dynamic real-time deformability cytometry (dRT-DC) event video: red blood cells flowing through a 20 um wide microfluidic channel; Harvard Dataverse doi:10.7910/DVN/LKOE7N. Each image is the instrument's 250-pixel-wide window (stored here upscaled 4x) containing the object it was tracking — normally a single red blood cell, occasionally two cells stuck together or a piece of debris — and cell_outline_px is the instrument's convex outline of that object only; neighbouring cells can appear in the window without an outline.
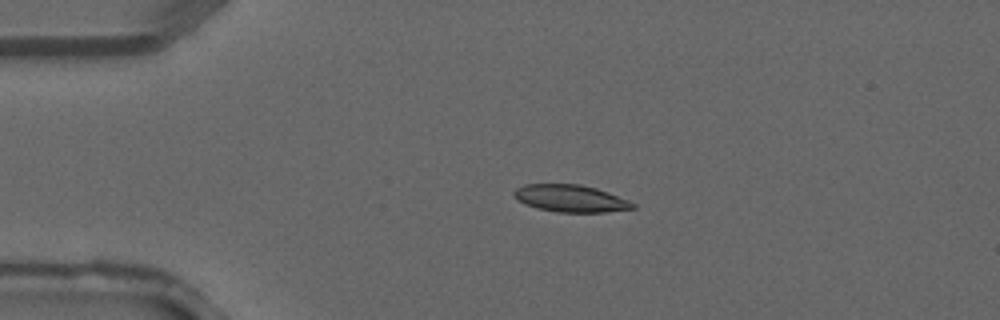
{"species": "common noctule bat (a hibernating species)", "species_latin": "Nyctalus noctula", "temperature_condition": "warm", "stored_images_in_passage": 2, "camera_frame_rate_fps": 3000, "um_per_image_px": 0.085, "animal": {"sex": "male", "forearm_length_mm": 52.5}, "frame": {"image": 1, "passage_image": 1, "time_ms": 0.0, "image_size_px": [1000, 320], "cell_outline_px": [[636, 208], [604, 212], [556, 212], [536, 208], [524, 204], [516, 200], [512, 196], [512, 192], [516, 188], [524, 184], [580, 184], [596, 188], [608, 192], [628, 200], [636, 204]], "centroid_in_image_um": [48.45, 16.86], "position_along_channel_um": 36.6, "area_um2": 19.02}}
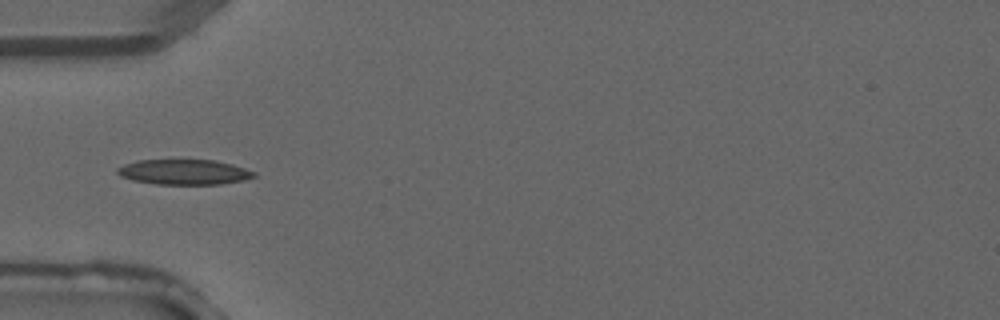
{"frame": {"image": 2, "passage_image": 2, "time_ms": 0.333, "image_size_px": [1000, 320], "cell_outline_px": [[256, 176], [244, 180], [220, 184], [156, 184], [132, 180], [120, 176], [116, 172], [116, 168], [124, 164], [136, 160], [216, 160], [232, 164], [256, 172]], "centroid_in_image_um": [15.63, 14.62], "position_along_channel_um": 69.4, "area_um2": 20.11}}